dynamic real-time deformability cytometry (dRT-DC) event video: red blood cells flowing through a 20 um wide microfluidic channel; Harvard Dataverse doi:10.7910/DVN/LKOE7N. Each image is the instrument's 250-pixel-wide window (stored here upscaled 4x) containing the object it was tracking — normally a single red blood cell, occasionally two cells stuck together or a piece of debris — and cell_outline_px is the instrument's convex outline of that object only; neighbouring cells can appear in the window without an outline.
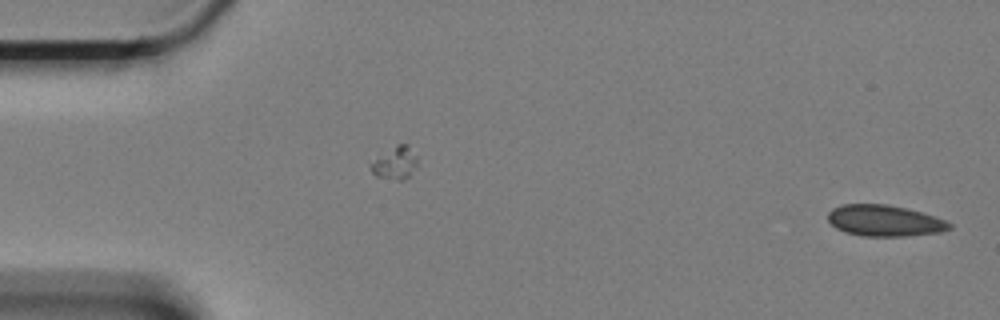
{"species": "Egyptian fruit bat (a non-hibernating species)", "species_latin": "Rousettus aegyptiacus", "temperature_condition": "cold", "stored_images_in_passage": 15, "camera_frame_rate_fps": 3000, "um_per_image_px": 0.085, "animal": {"sex": "female"}, "frame": {"image": 1, "passage_image": 1, "time_ms": 0.0, "image_size_px": [1000, 320], "cell_outline_px": [[952, 228], [940, 232], [908, 236], [860, 236], [844, 232], [836, 228], [828, 220], [828, 212], [832, 208], [840, 204], [888, 204], [920, 212], [944, 220], [952, 224]], "centroid_in_image_um": [75.14, 18.76], "position_along_channel_um": 9.9, "area_um2": 22.08}}
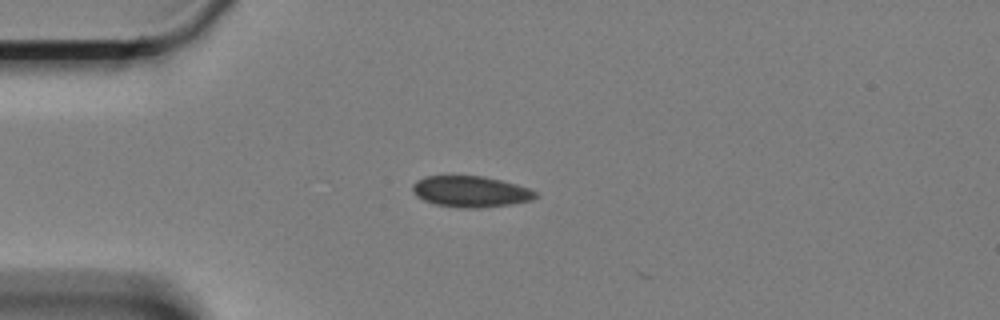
{"frame": {"image": 2, "passage_image": 14, "time_ms": 4.333, "image_size_px": [1000, 320], "cell_outline_px": [[536, 196], [532, 200], [508, 204], [476, 208], [468, 208], [436, 204], [424, 200], [416, 196], [412, 188], [412, 184], [416, 180], [424, 176], [484, 176], [516, 184], [528, 188], [536, 192]], "centroid_in_image_um": [39.97, 16.27], "position_along_channel_um": 45.0, "area_um2": 21.96}}